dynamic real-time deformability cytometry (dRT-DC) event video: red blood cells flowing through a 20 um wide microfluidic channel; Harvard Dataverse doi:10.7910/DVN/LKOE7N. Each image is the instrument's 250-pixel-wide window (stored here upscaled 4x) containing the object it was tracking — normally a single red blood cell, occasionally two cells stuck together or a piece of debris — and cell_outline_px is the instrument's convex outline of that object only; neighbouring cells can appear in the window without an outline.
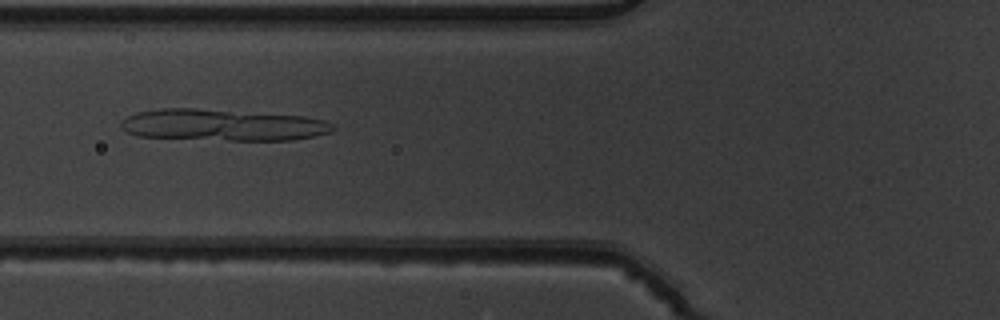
{"species": "common noctule bat (a hibernating species)", "species_latin": "Nyctalus noctula", "temperature_condition": "warm", "stored_images_in_passage": 9, "camera_frame_rate_fps": 3000, "um_per_image_px": 0.085, "animal": {"sex": "male", "body_mass_g": 19.5, "forearm_length_mm": 54.6}, "frame": {"image": 1, "passage_image": 6, "time_ms": 1.667, "image_size_px": [1000, 320], "cell_outline_px": [[336, 128], [328, 132], [312, 136], [292, 140], [228, 140], [136, 136], [128, 132], [120, 124], [128, 116], [136, 112], [160, 108], [196, 108], [304, 116], [324, 120], [332, 124]], "centroid_in_image_um": [18.92, 10.62], "position_along_channel_um": 106.9, "area_um2": 38.73}}
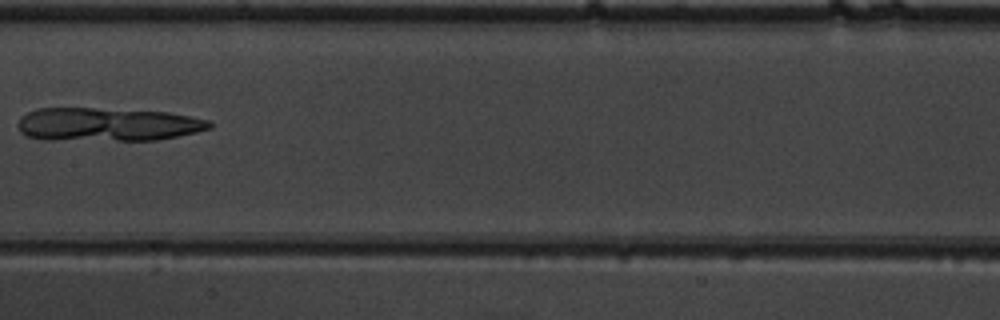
{"frame": {"image": 2, "passage_image": 8, "time_ms": 2.333, "image_size_px": [1000, 320], "cell_outline_px": [[212, 128], [196, 132], [156, 140], [44, 140], [24, 136], [20, 132], [16, 124], [20, 116], [36, 108], [92, 108], [168, 112], [208, 120], [212, 124]], "centroid_in_image_um": [9.04, 10.58], "position_along_channel_um": 198.4, "area_um2": 37.57}}
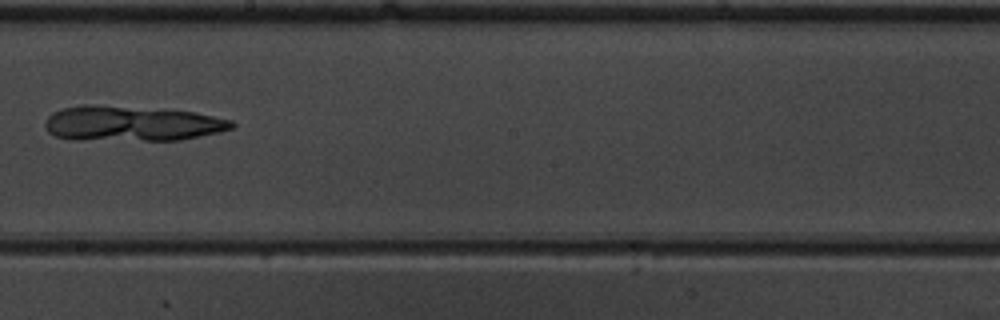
{"frame": {"image": 3, "passage_image": 9, "time_ms": 2.667, "image_size_px": [1000, 320], "cell_outline_px": [[236, 124], [232, 128], [216, 132], [180, 140], [72, 140], [56, 136], [48, 132], [44, 124], [44, 120], [52, 112], [60, 108], [84, 104], [192, 112], [232, 120]], "centroid_in_image_um": [11.1, 10.51], "position_along_channel_um": 237.1, "area_um2": 37.92}}